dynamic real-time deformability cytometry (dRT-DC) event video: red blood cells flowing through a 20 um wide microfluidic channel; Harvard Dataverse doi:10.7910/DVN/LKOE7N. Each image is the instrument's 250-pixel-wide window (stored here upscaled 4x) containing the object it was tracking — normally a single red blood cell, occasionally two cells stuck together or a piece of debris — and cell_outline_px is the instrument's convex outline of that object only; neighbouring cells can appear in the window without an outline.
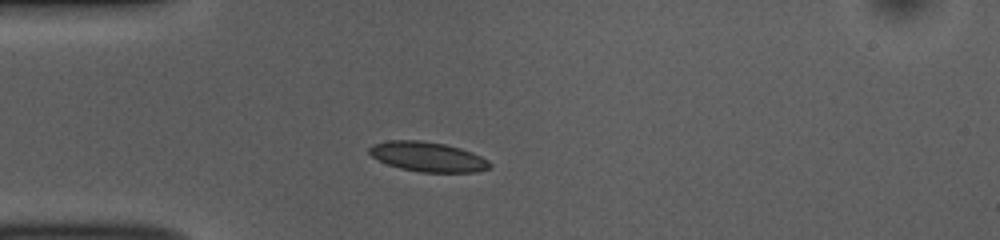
{"species": "common noctule bat (a hibernating species)", "species_latin": "Nyctalus noctula", "temperature_condition": "room temperature", "stored_images_in_passage": 39, "camera_frame_rate_fps": 3000, "um_per_image_px": 0.085, "animal": {"sex": "female", "body_mass_g": 10.0, "forearm_length_mm": 53.1}, "frame": {"image": 1, "passage_image": 1, "time_ms": 0.0, "image_size_px": [1000, 240], "cell_outline_px": [[492, 168], [476, 172], [420, 172], [400, 168], [388, 164], [372, 156], [368, 152], [368, 148], [372, 144], [388, 140], [420, 140], [444, 144], [460, 148], [472, 152], [488, 160], [492, 164]], "centroid_in_image_um": [36.37, 13.32], "position_along_channel_um": 48.6, "area_um2": 20.92}}
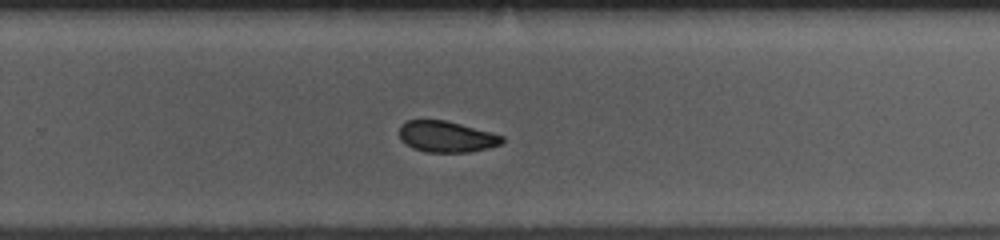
{"frame": {"image": 2, "passage_image": 21, "time_ms": 6.667, "image_size_px": [1000, 240], "cell_outline_px": [[504, 140], [500, 144], [488, 148], [468, 152], [424, 152], [400, 140], [400, 124], [404, 120], [444, 120], [460, 124], [504, 136]], "centroid_in_image_um": [37.93, 11.61], "position_along_channel_um": 291.9, "area_um2": 18.44}}
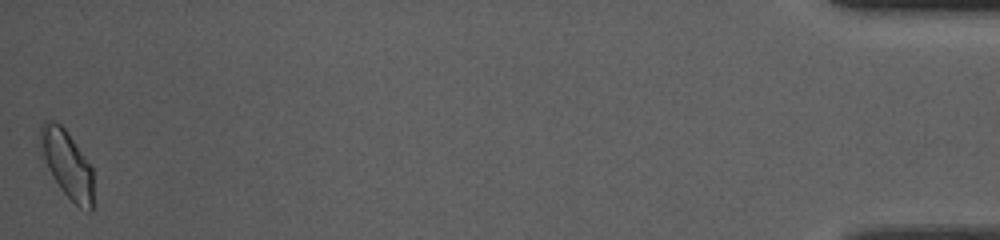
{"frame": {"image": 3, "passage_image": 39, "time_ms": 12.667, "image_size_px": [1000, 240], "cell_outline_px": [[92, 212], [88, 212], [80, 208], [60, 188], [40, 160], [36, 148], [36, 136], [40, 124], [44, 120], [48, 120], [60, 124], [68, 132], [92, 168]], "centroid_in_image_um": [5.57, 13.87], "position_along_channel_um": 429.6, "area_um2": 21.73}, "authors_computed_cell_mechanics": {"area_um2": 19.9988, "velocity_mm_per_s": 3.8325, "shape_relaxation_time_tau1_ms": 3.8791, "shape_relaxation_time_tau2_ms": 2.3864, "deformation_change_tau1": 0.0761, "deformation_change_tau2": 0.0549}}